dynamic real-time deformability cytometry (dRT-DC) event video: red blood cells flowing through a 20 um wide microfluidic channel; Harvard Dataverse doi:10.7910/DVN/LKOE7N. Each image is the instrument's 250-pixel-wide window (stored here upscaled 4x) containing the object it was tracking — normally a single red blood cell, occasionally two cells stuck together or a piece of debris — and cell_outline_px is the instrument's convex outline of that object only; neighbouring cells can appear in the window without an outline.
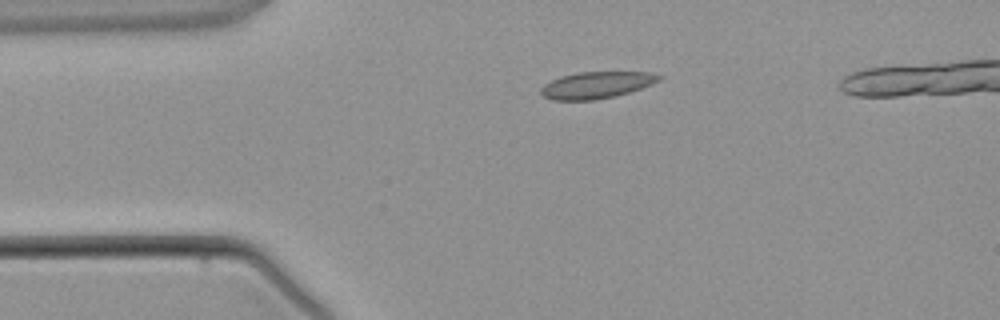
{"species": "common noctule bat (a hibernating species)", "species_latin": "Nyctalus noctula", "temperature_condition": "warm", "stored_images_in_passage": 5, "camera_frame_rate_fps": 3000, "um_per_image_px": 0.085, "animal": {"sex": "male", "body_mass_g": 21.5, "forearm_length_mm": 52.0}, "frame": {"image": 1, "passage_image": 3, "time_ms": 2.333, "image_size_px": [1000, 320], "cell_outline_px": [[664, 76], [660, 80], [652, 84], [616, 96], [592, 100], [552, 100], [544, 96], [540, 92], [540, 88], [544, 84], [560, 76], [576, 72], [648, 72]], "centroid_in_image_um": [50.68, 7.22], "position_along_channel_um": 34.3, "area_um2": 18.38}}
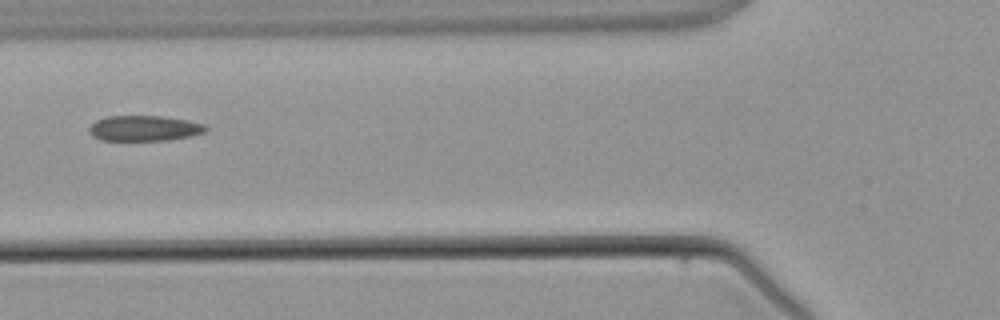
{"frame": {"image": 2, "passage_image": 5, "time_ms": 4.667, "image_size_px": [1000, 320], "cell_outline_px": [[208, 128], [204, 132], [188, 136], [168, 140], [100, 140], [92, 136], [88, 132], [88, 128], [96, 120], [108, 116], [160, 116], [188, 120], [204, 124]], "centroid_in_image_um": [12.22, 10.9], "position_along_channel_um": 113.6, "area_um2": 17.22}}